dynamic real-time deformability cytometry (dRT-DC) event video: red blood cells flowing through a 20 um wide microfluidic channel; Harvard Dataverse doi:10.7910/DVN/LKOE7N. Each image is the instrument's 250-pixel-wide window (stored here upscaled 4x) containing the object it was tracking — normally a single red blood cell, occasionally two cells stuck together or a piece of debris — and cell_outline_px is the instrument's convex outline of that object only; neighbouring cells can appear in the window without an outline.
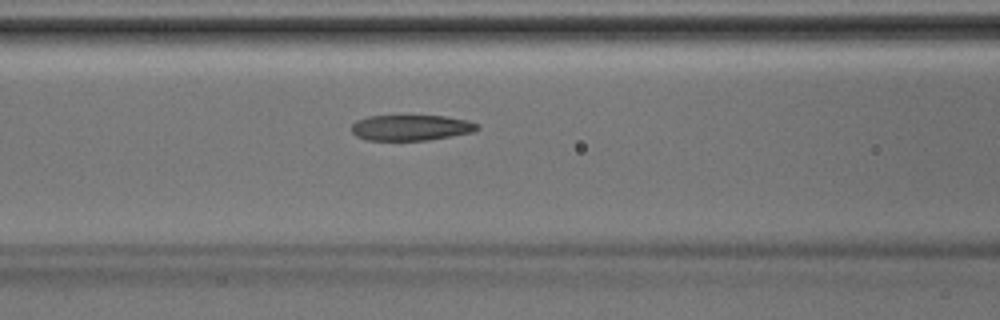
{"species": "Egyptian fruit bat (a non-hibernating species)", "species_latin": "Rousettus aegyptiacus", "temperature_condition": "room temperature", "stored_images_in_passage": 27, "camera_frame_rate_fps": 3000, "um_per_image_px": 0.085, "animal": {"sex": "male"}, "frame": {"image": 1, "passage_image": 5, "time_ms": 1.333, "image_size_px": [1000, 320], "cell_outline_px": [[480, 128], [472, 132], [428, 140], [368, 140], [356, 136], [352, 132], [352, 124], [356, 120], [368, 116], [448, 116], [468, 120], [480, 124]], "centroid_in_image_um": [34.95, 10.84], "position_along_channel_um": 131.6, "area_um2": 18.84}}
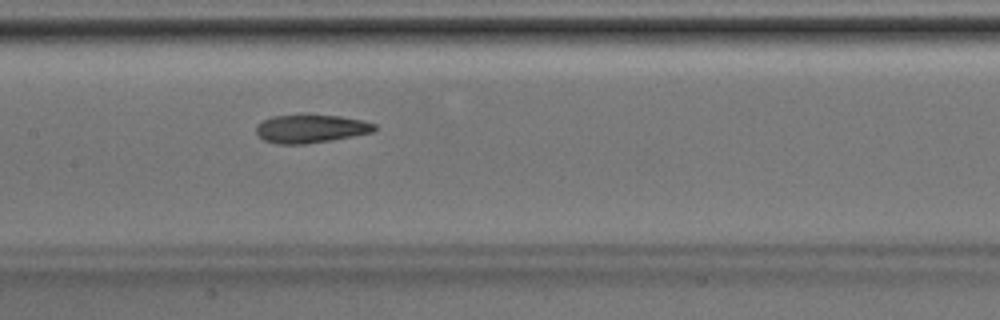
{"frame": {"image": 2, "passage_image": 8, "time_ms": 2.333, "image_size_px": [1000, 320], "cell_outline_px": [[376, 128], [372, 132], [332, 140], [308, 144], [276, 144], [264, 140], [256, 132], [256, 128], [264, 120], [272, 116], [340, 116], [364, 120], [376, 124]], "centroid_in_image_um": [26.45, 10.96], "position_along_channel_um": 181.0, "area_um2": 19.13}}